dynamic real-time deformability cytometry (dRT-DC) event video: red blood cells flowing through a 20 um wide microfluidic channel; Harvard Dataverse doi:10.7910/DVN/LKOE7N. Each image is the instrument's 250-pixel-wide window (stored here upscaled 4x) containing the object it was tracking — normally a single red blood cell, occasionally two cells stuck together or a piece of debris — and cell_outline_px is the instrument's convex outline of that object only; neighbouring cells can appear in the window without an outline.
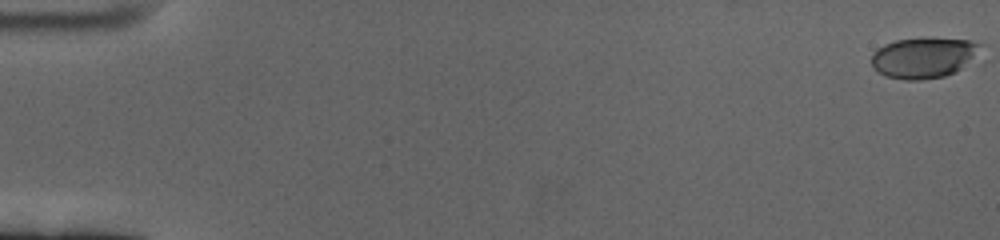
{"species": "human", "species_latin": "Homo sapiens", "temperature_condition": "cold", "stored_images_in_passage": 62, "camera_frame_rate_fps": 3000, "um_per_image_px": 0.085, "donor": {"sex": "female"}, "frame": {"image": 1, "passage_image": 1, "time_ms": 0.0, "image_size_px": [1000, 240], "cell_outline_px": [[984, 64], [944, 76], [920, 80], [904, 80], [884, 76], [876, 72], [872, 64], [872, 52], [876, 48], [884, 44], [896, 40], [968, 40], [980, 44]], "centroid_in_image_um": [78.68, 4.96], "position_along_channel_um": 6.3, "area_um2": 26.76}}
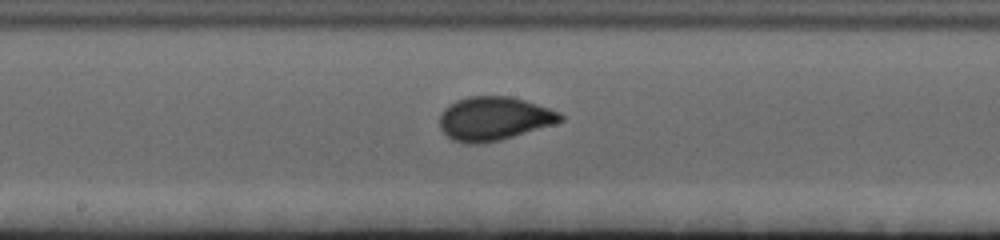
{"frame": {"image": 2, "passage_image": 34, "time_ms": 11.0, "image_size_px": [1000, 240], "cell_outline_px": [[564, 120], [556, 124], [500, 140], [480, 144], [464, 144], [452, 140], [440, 128], [440, 112], [448, 104], [456, 100], [468, 96], [512, 96], [560, 112], [564, 116]], "centroid_in_image_um": [41.98, 10.08], "position_along_channel_um": 206.2, "area_um2": 31.04}}
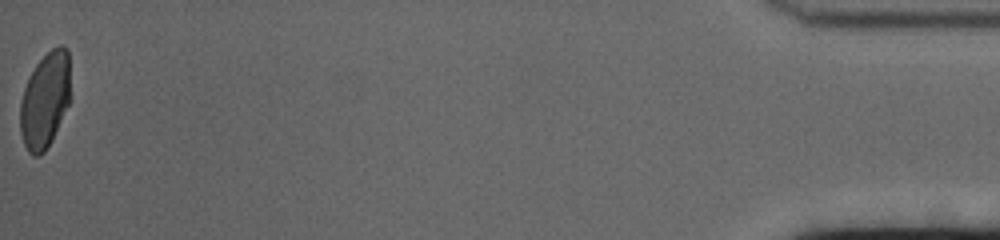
{"frame": {"image": 3, "passage_image": 62, "time_ms": 20.333, "image_size_px": [1000, 240], "cell_outline_px": [[68, 104], [52, 140], [44, 152], [40, 156], [32, 156], [28, 152], [24, 144], [20, 132], [20, 100], [28, 76], [36, 64], [52, 48], [60, 44], [68, 48]], "centroid_in_image_um": [3.78, 8.53], "position_along_channel_um": 431.4, "area_um2": 27.8}, "authors_computed_cell_mechanics": {"area_um2": 28.6688, "velocity_mm_per_s": 3.3785, "shape_relaxation_time_tau1_ms": 5.0922, "shape_relaxation_time_tau2_ms": null, "deformation_change_tau1": 0.1595, "deformation_change_tau2": null}}